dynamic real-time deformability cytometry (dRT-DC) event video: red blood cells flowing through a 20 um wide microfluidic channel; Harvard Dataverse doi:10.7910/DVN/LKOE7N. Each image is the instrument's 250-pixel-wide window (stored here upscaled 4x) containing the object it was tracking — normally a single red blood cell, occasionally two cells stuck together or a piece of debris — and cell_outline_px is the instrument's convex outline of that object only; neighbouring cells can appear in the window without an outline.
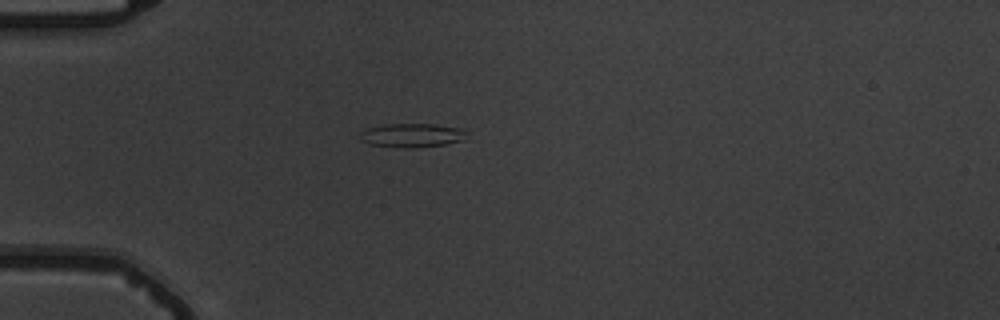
{"species": "common noctule bat (a hibernating species)", "species_latin": "Nyctalus noctula", "temperature_condition": "warm", "stored_images_in_passage": 6, "camera_frame_rate_fps": 3000, "um_per_image_px": 0.085, "animal": {"sex": "male", "body_mass_g": 19.5, "forearm_length_mm": 54.6}, "frame": {"image": 1, "passage_image": 1, "time_ms": 0.0, "image_size_px": [1000, 320], "cell_outline_px": [[468, 132], [464, 140], [444, 144], [416, 148], [404, 148], [368, 144], [360, 140], [360, 132], [368, 128], [380, 124], [432, 124], [460, 128]], "centroid_in_image_um": [34.99, 11.5], "position_along_channel_um": 50.0, "area_um2": 14.97}}
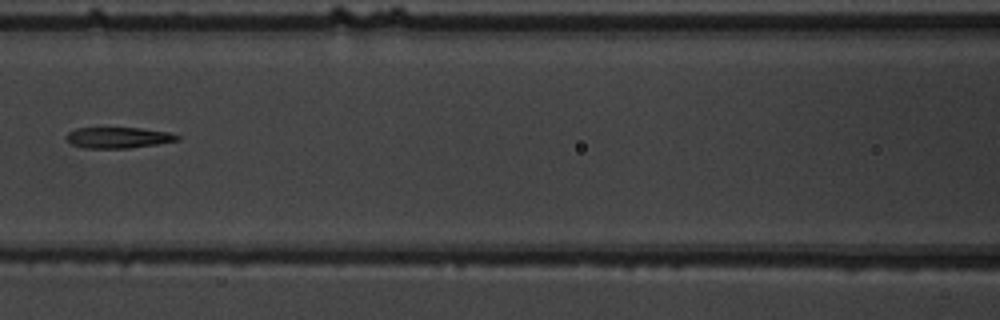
{"frame": {"image": 2, "passage_image": 4, "time_ms": 3.333, "image_size_px": [1000, 320], "cell_outline_px": [[180, 140], [156, 144], [128, 148], [84, 148], [72, 144], [64, 136], [68, 132], [76, 128], [140, 128], [168, 132], [180, 136]], "centroid_in_image_um": [10.04, 11.7], "position_along_channel_um": 156.6, "area_um2": 13.47}}
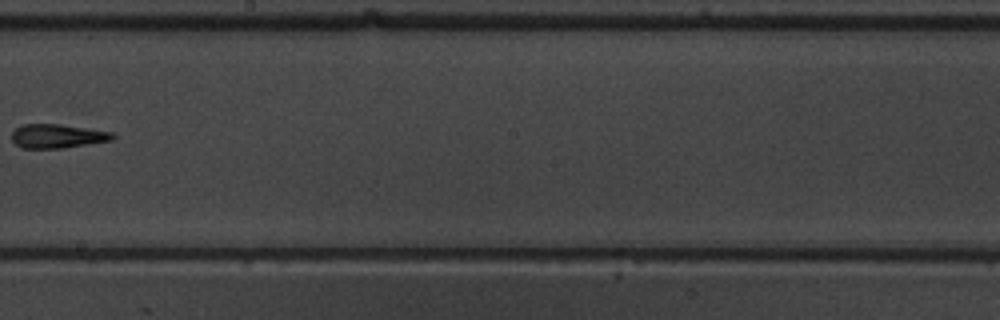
{"frame": {"image": 3, "passage_image": 6, "time_ms": 5.667, "image_size_px": [1000, 320], "cell_outline_px": [[116, 136], [112, 140], [60, 148], [24, 148], [16, 144], [12, 140], [12, 132], [20, 124], [60, 124], [112, 132]], "centroid_in_image_um": [4.86, 11.56], "position_along_channel_um": 243.3, "area_um2": 13.93}}